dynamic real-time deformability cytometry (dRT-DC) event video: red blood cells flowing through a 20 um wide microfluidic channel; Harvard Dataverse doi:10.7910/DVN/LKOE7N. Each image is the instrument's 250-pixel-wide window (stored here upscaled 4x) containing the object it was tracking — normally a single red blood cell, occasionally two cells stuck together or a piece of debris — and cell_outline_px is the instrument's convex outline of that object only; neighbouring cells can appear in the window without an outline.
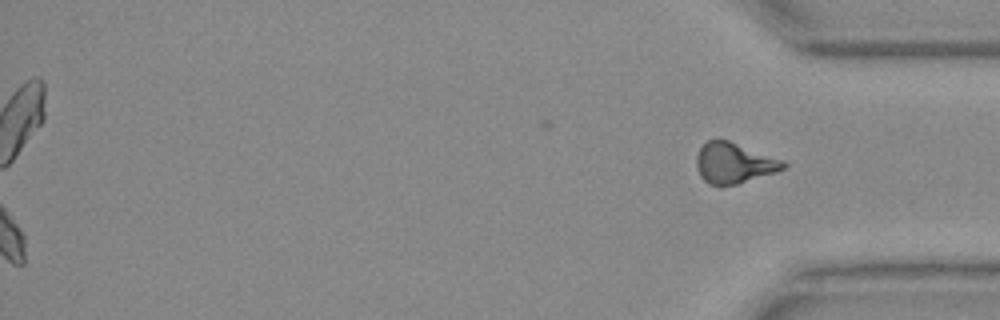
{"species": "Egyptian fruit bat (a non-hibernating species)", "species_latin": "Rousettus aegyptiacus", "temperature_condition": "warm", "stored_images_in_passage": 42, "camera_frame_rate_fps": 3000, "um_per_image_px": 0.085, "animal": {"sex": "female"}, "frame": {"image": 1, "passage_image": 42, "time_ms": 13.667, "image_size_px": [1000, 320], "cell_outline_px": [[788, 164], [784, 168], [776, 172], [736, 184], [720, 188], [708, 184], [700, 176], [696, 164], [696, 156], [700, 148], [708, 140], [728, 140], [784, 160]], "centroid_in_image_um": [62.38, 13.88], "position_along_channel_um": 372.8, "area_um2": 20.69}}